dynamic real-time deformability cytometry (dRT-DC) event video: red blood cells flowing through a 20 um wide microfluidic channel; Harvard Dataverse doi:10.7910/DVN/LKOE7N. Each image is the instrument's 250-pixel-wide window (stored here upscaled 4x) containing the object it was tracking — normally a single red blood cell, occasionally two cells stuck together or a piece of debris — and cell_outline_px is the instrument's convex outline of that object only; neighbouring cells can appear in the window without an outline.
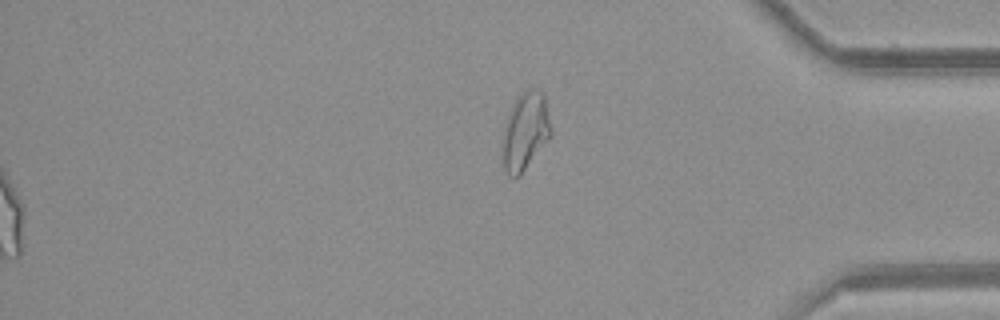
{"species": "common noctule bat (a hibernating species)", "species_latin": "Nyctalus noctula", "temperature_condition": "room temperature", "stored_images_in_passage": 54, "segment_of_instrument_passage": [2, 2], "camera_frame_rate_fps": 3000, "um_per_image_px": 0.085, "animal": {"sex": "female", "body_mass_g": 21.9}, "frame": {"image": 1, "passage_image": 54, "time_ms": 17.667, "image_size_px": [1000, 320], "cell_outline_px": [[552, 136], [520, 176], [508, 176], [504, 168], [504, 128], [508, 112], [512, 104], [520, 92], [528, 88], [536, 88], [544, 92], [552, 128]], "centroid_in_image_um": [44.69, 11.1], "position_along_channel_um": 390.5, "area_um2": 22.2}}